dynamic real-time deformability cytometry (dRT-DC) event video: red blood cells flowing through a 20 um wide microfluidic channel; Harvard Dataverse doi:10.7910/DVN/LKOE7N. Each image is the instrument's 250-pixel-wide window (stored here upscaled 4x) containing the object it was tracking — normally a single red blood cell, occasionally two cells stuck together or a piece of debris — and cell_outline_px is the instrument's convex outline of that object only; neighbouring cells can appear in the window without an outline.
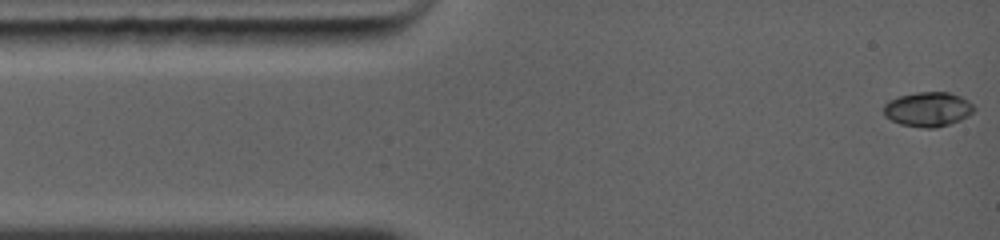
{"species": "common noctule bat (a hibernating species)", "species_latin": "Nyctalus noctula", "temperature_condition": "warm", "stored_images_in_passage": 47, "camera_frame_rate_fps": 5000, "um_per_image_px": 0.085, "animal": {"sex": "female", "body_mass_g": 19.0, "forearm_length_mm": 56.7}, "frame": {"image": 1, "passage_image": 1, "time_ms": 0.0, "image_size_px": [1000, 240], "cell_outline_px": [[976, 108], [968, 116], [960, 120], [936, 128], [924, 128], [900, 124], [884, 116], [884, 104], [888, 100], [900, 96], [916, 92], [948, 92], [960, 96], [972, 104]], "centroid_in_image_um": [78.86, 9.29], "position_along_channel_um": 6.1, "area_um2": 18.15}}
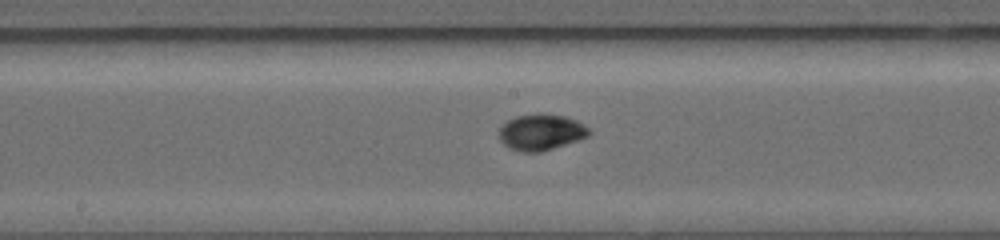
{"frame": {"image": 2, "passage_image": 20, "time_ms": 6.2, "image_size_px": [1000, 240], "cell_outline_px": [[592, 132], [588, 136], [580, 140], [540, 152], [520, 152], [508, 148], [500, 140], [500, 128], [508, 120], [516, 116], [560, 116], [572, 120], [588, 128]], "centroid_in_image_um": [45.97, 11.3], "position_along_channel_um": 202.2, "area_um2": 18.15}}
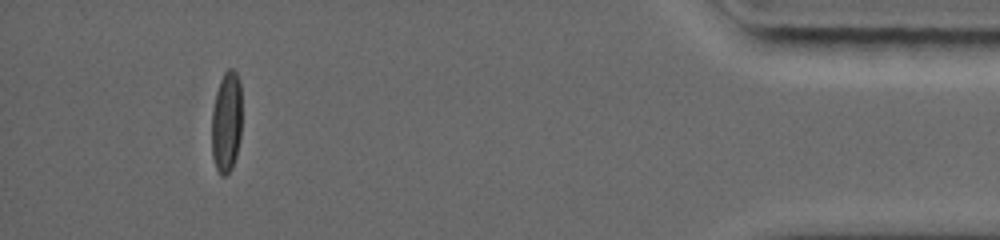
{"frame": {"image": 3, "passage_image": 41, "time_ms": 12.8, "image_size_px": [1000, 240], "cell_outline_px": [[240, 136], [236, 156], [232, 168], [224, 176], [220, 176], [216, 168], [212, 156], [212, 112], [216, 92], [220, 80], [224, 72], [228, 68], [232, 68], [236, 72], [240, 84]], "centroid_in_image_um": [19.23, 10.38], "position_along_channel_um": 416.0, "area_um2": 17.69}, "authors_computed_cell_mechanics": {"area_um2": 17.629, "velocity_mm_per_s": 4.3652, "shape_relaxation_time_tau1_ms": 3.2829, "shape_relaxation_time_tau2_ms": 0.9875, "deformation_change_tau1": 0.2142, "deformation_change_tau2": 0.0251}}